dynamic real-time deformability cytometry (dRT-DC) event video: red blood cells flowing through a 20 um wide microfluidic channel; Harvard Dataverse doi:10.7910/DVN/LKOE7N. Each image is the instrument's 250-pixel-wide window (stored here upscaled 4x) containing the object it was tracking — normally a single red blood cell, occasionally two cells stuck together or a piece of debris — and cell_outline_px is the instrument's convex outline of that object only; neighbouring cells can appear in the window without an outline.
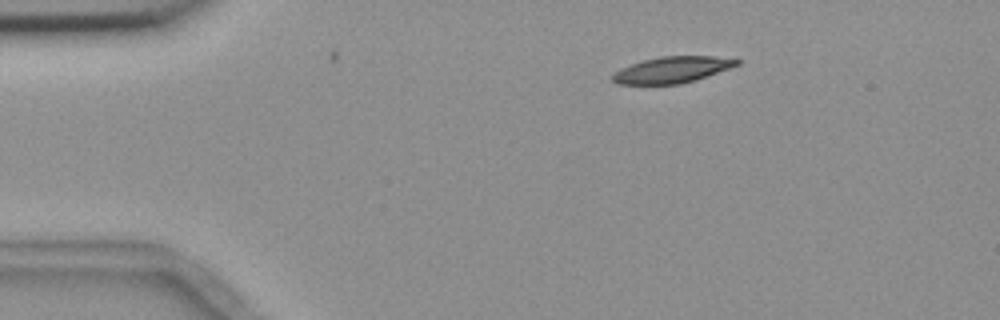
{"species": "common noctule bat (a hibernating species)", "species_latin": "Nyctalus noctula", "temperature_condition": "room temperature", "stored_images_in_passage": 3, "camera_frame_rate_fps": 3000, "um_per_image_px": 0.085, "animal": {"sex": "female", "body_mass_g": 18.4}, "frame": {"image": 1, "passage_image": 1, "time_ms": 0.0, "image_size_px": [1000, 320], "cell_outline_px": [[744, 60], [740, 64], [696, 80], [680, 84], [616, 84], [612, 80], [612, 76], [620, 68], [644, 60], [660, 56], [712, 56]], "centroid_in_image_um": [57.16, 5.93], "position_along_channel_um": 27.8, "area_um2": 18.96}}
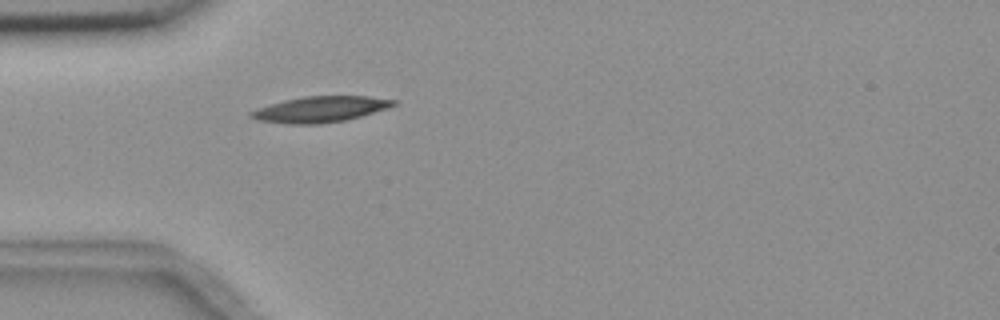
{"frame": {"image": 2, "passage_image": 3, "time_ms": 2.333, "image_size_px": [1000, 320], "cell_outline_px": [[396, 104], [388, 108], [360, 116], [344, 120], [320, 124], [288, 124], [256, 120], [248, 116], [248, 112], [256, 108], [284, 100], [304, 96], [368, 96], [396, 100]], "centroid_in_image_um": [27.17, 9.29], "position_along_channel_um": 57.8, "area_um2": 21.5}}